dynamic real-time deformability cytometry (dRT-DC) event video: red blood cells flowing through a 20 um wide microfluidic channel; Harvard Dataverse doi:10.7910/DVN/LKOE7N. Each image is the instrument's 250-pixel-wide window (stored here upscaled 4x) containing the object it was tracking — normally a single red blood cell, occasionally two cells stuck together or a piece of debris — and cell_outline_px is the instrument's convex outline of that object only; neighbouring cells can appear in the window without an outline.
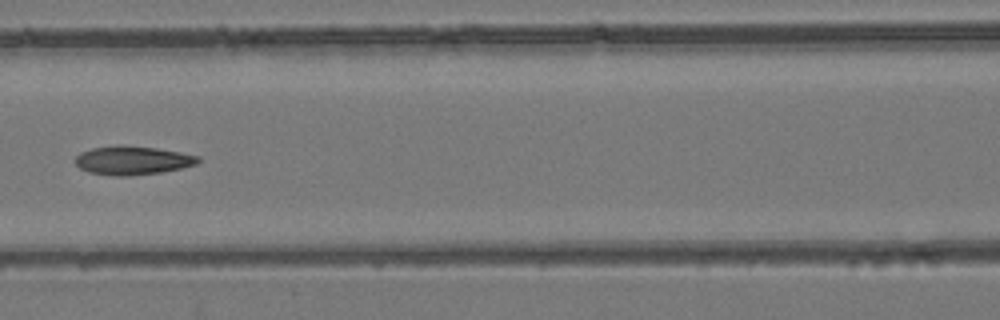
{"species": "common noctule bat (a hibernating species)", "species_latin": "Nyctalus noctula", "temperature_condition": "room temperature", "stored_images_in_passage": 7, "camera_frame_rate_fps": 3000, "um_per_image_px": 0.085, "animal": {"sex": "female", "body_mass_g": 24.6, "forearm_length_mm": 56.2}, "frame": {"image": 1, "passage_image": 7, "time_ms": 2.0, "image_size_px": [1000, 320], "cell_outline_px": [[200, 160], [196, 164], [180, 168], [160, 172], [128, 176], [116, 176], [88, 172], [80, 168], [76, 164], [76, 156], [80, 152], [92, 148], [120, 144], [156, 148], [180, 152], [200, 156]], "centroid_in_image_um": [11.25, 13.62], "position_along_channel_um": 155.4, "area_um2": 20.52}}